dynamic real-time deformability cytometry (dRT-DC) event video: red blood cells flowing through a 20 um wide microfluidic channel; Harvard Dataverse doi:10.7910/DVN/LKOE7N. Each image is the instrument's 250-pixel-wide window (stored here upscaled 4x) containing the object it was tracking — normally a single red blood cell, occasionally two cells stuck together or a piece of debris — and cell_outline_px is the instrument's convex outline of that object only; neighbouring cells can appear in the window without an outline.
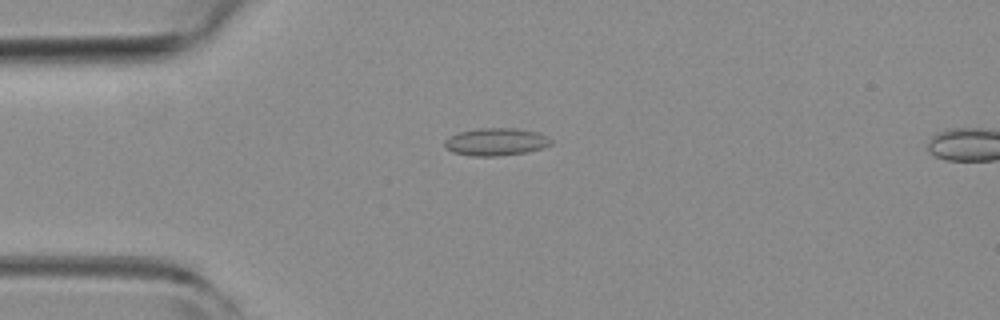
{"species": "common noctule bat (a hibernating species)", "species_latin": "Nyctalus noctula", "temperature_condition": "room temperature", "stored_images_in_passage": 4, "camera_frame_rate_fps": 3000, "um_per_image_px": 0.085, "animal": {"sex": "female", "body_mass_g": 19.3, "forearm_length_mm": 54.1}, "frame": {"image": 1, "passage_image": 4, "time_ms": 1.0, "image_size_px": [1000, 320], "cell_outline_px": [[552, 144], [544, 148], [528, 152], [496, 156], [472, 156], [452, 152], [444, 144], [444, 140], [460, 132], [480, 128], [516, 128], [540, 132], [548, 136], [552, 140]], "centroid_in_image_um": [42.23, 12.05], "position_along_channel_um": 42.8, "area_um2": 17.17}}